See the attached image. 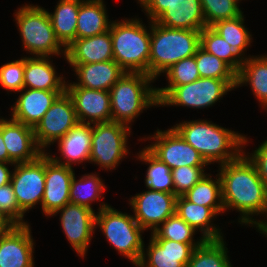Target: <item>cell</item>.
I'll list each match as a JSON object with an SVG mask.
<instances>
[{
	"instance_id": "cell-33",
	"label": "cell",
	"mask_w": 267,
	"mask_h": 267,
	"mask_svg": "<svg viewBox=\"0 0 267 267\" xmlns=\"http://www.w3.org/2000/svg\"><path fill=\"white\" fill-rule=\"evenodd\" d=\"M244 16L245 15L242 13L238 17L221 20L211 26L243 59L251 57V55L247 56L246 53L248 51L247 49L252 46L251 43L254 42L252 41L254 38L252 37V33L248 31L249 28L244 24Z\"/></svg>"
},
{
	"instance_id": "cell-4",
	"label": "cell",
	"mask_w": 267,
	"mask_h": 267,
	"mask_svg": "<svg viewBox=\"0 0 267 267\" xmlns=\"http://www.w3.org/2000/svg\"><path fill=\"white\" fill-rule=\"evenodd\" d=\"M14 11L23 51L29 54V57L60 56L66 61V48L55 35L48 10L37 4L25 3Z\"/></svg>"
},
{
	"instance_id": "cell-6",
	"label": "cell",
	"mask_w": 267,
	"mask_h": 267,
	"mask_svg": "<svg viewBox=\"0 0 267 267\" xmlns=\"http://www.w3.org/2000/svg\"><path fill=\"white\" fill-rule=\"evenodd\" d=\"M200 33L166 28L151 21L149 76L156 81L172 65L195 55L200 46Z\"/></svg>"
},
{
	"instance_id": "cell-19",
	"label": "cell",
	"mask_w": 267,
	"mask_h": 267,
	"mask_svg": "<svg viewBox=\"0 0 267 267\" xmlns=\"http://www.w3.org/2000/svg\"><path fill=\"white\" fill-rule=\"evenodd\" d=\"M92 124L78 122L55 144L58 146V156L52 155L49 150L45 152L48 157L56 164L68 166L73 164L89 163L91 153Z\"/></svg>"
},
{
	"instance_id": "cell-7",
	"label": "cell",
	"mask_w": 267,
	"mask_h": 267,
	"mask_svg": "<svg viewBox=\"0 0 267 267\" xmlns=\"http://www.w3.org/2000/svg\"><path fill=\"white\" fill-rule=\"evenodd\" d=\"M96 211V229L105 236L107 242L119 255L127 258L136 266L144 248V229L134 219L133 214L118 211L106 202L99 203Z\"/></svg>"
},
{
	"instance_id": "cell-36",
	"label": "cell",
	"mask_w": 267,
	"mask_h": 267,
	"mask_svg": "<svg viewBox=\"0 0 267 267\" xmlns=\"http://www.w3.org/2000/svg\"><path fill=\"white\" fill-rule=\"evenodd\" d=\"M200 78H215L225 80L236 89L237 73L223 60L198 47L194 55Z\"/></svg>"
},
{
	"instance_id": "cell-15",
	"label": "cell",
	"mask_w": 267,
	"mask_h": 267,
	"mask_svg": "<svg viewBox=\"0 0 267 267\" xmlns=\"http://www.w3.org/2000/svg\"><path fill=\"white\" fill-rule=\"evenodd\" d=\"M35 244L30 224H15L0 235V267H35Z\"/></svg>"
},
{
	"instance_id": "cell-1",
	"label": "cell",
	"mask_w": 267,
	"mask_h": 267,
	"mask_svg": "<svg viewBox=\"0 0 267 267\" xmlns=\"http://www.w3.org/2000/svg\"><path fill=\"white\" fill-rule=\"evenodd\" d=\"M224 212H239L242 226L259 229L267 222V187L255 165L242 153L237 159L219 165ZM254 216L264 218L256 219Z\"/></svg>"
},
{
	"instance_id": "cell-13",
	"label": "cell",
	"mask_w": 267,
	"mask_h": 267,
	"mask_svg": "<svg viewBox=\"0 0 267 267\" xmlns=\"http://www.w3.org/2000/svg\"><path fill=\"white\" fill-rule=\"evenodd\" d=\"M10 183L24 213H29L37 204L41 206L45 189V153L32 162L15 164Z\"/></svg>"
},
{
	"instance_id": "cell-18",
	"label": "cell",
	"mask_w": 267,
	"mask_h": 267,
	"mask_svg": "<svg viewBox=\"0 0 267 267\" xmlns=\"http://www.w3.org/2000/svg\"><path fill=\"white\" fill-rule=\"evenodd\" d=\"M139 263L135 267H186L195 248L201 244H187L149 236Z\"/></svg>"
},
{
	"instance_id": "cell-34",
	"label": "cell",
	"mask_w": 267,
	"mask_h": 267,
	"mask_svg": "<svg viewBox=\"0 0 267 267\" xmlns=\"http://www.w3.org/2000/svg\"><path fill=\"white\" fill-rule=\"evenodd\" d=\"M224 239L205 240L195 248L186 267H233Z\"/></svg>"
},
{
	"instance_id": "cell-14",
	"label": "cell",
	"mask_w": 267,
	"mask_h": 267,
	"mask_svg": "<svg viewBox=\"0 0 267 267\" xmlns=\"http://www.w3.org/2000/svg\"><path fill=\"white\" fill-rule=\"evenodd\" d=\"M146 189L144 192L131 195L128 204L140 227L153 232L175 214L177 196L174 193Z\"/></svg>"
},
{
	"instance_id": "cell-5",
	"label": "cell",
	"mask_w": 267,
	"mask_h": 267,
	"mask_svg": "<svg viewBox=\"0 0 267 267\" xmlns=\"http://www.w3.org/2000/svg\"><path fill=\"white\" fill-rule=\"evenodd\" d=\"M153 83L147 74L126 72L109 90L112 121L132 126L144 110L158 108Z\"/></svg>"
},
{
	"instance_id": "cell-11",
	"label": "cell",
	"mask_w": 267,
	"mask_h": 267,
	"mask_svg": "<svg viewBox=\"0 0 267 267\" xmlns=\"http://www.w3.org/2000/svg\"><path fill=\"white\" fill-rule=\"evenodd\" d=\"M96 210L67 203L51 217L59 214L60 226L67 241L80 258H85L96 230Z\"/></svg>"
},
{
	"instance_id": "cell-29",
	"label": "cell",
	"mask_w": 267,
	"mask_h": 267,
	"mask_svg": "<svg viewBox=\"0 0 267 267\" xmlns=\"http://www.w3.org/2000/svg\"><path fill=\"white\" fill-rule=\"evenodd\" d=\"M82 0H58L48 15L60 43L67 48L76 39L77 16Z\"/></svg>"
},
{
	"instance_id": "cell-20",
	"label": "cell",
	"mask_w": 267,
	"mask_h": 267,
	"mask_svg": "<svg viewBox=\"0 0 267 267\" xmlns=\"http://www.w3.org/2000/svg\"><path fill=\"white\" fill-rule=\"evenodd\" d=\"M79 122L102 123L112 121L110 92L84 87H66Z\"/></svg>"
},
{
	"instance_id": "cell-28",
	"label": "cell",
	"mask_w": 267,
	"mask_h": 267,
	"mask_svg": "<svg viewBox=\"0 0 267 267\" xmlns=\"http://www.w3.org/2000/svg\"><path fill=\"white\" fill-rule=\"evenodd\" d=\"M104 0H82L76 26V38L100 35L109 30L113 20L109 19Z\"/></svg>"
},
{
	"instance_id": "cell-26",
	"label": "cell",
	"mask_w": 267,
	"mask_h": 267,
	"mask_svg": "<svg viewBox=\"0 0 267 267\" xmlns=\"http://www.w3.org/2000/svg\"><path fill=\"white\" fill-rule=\"evenodd\" d=\"M155 22L171 29L201 31L206 27L200 0H173Z\"/></svg>"
},
{
	"instance_id": "cell-43",
	"label": "cell",
	"mask_w": 267,
	"mask_h": 267,
	"mask_svg": "<svg viewBox=\"0 0 267 267\" xmlns=\"http://www.w3.org/2000/svg\"><path fill=\"white\" fill-rule=\"evenodd\" d=\"M249 139L250 137L244 135L243 153L255 165L259 177L267 187V139L260 143L261 145H258V148L256 147L251 153L247 152L246 154L245 148L249 145Z\"/></svg>"
},
{
	"instance_id": "cell-41",
	"label": "cell",
	"mask_w": 267,
	"mask_h": 267,
	"mask_svg": "<svg viewBox=\"0 0 267 267\" xmlns=\"http://www.w3.org/2000/svg\"><path fill=\"white\" fill-rule=\"evenodd\" d=\"M206 168V166H181L172 169L174 194L183 196L207 174Z\"/></svg>"
},
{
	"instance_id": "cell-48",
	"label": "cell",
	"mask_w": 267,
	"mask_h": 267,
	"mask_svg": "<svg viewBox=\"0 0 267 267\" xmlns=\"http://www.w3.org/2000/svg\"><path fill=\"white\" fill-rule=\"evenodd\" d=\"M256 231L263 234V237L265 236L267 238V222Z\"/></svg>"
},
{
	"instance_id": "cell-12",
	"label": "cell",
	"mask_w": 267,
	"mask_h": 267,
	"mask_svg": "<svg viewBox=\"0 0 267 267\" xmlns=\"http://www.w3.org/2000/svg\"><path fill=\"white\" fill-rule=\"evenodd\" d=\"M78 122L72 99L65 91L57 97L33 128L37 144L44 152H47L49 147L54 145Z\"/></svg>"
},
{
	"instance_id": "cell-8",
	"label": "cell",
	"mask_w": 267,
	"mask_h": 267,
	"mask_svg": "<svg viewBox=\"0 0 267 267\" xmlns=\"http://www.w3.org/2000/svg\"><path fill=\"white\" fill-rule=\"evenodd\" d=\"M234 90L225 80L198 78L192 83L180 86L156 87L159 107H186L208 109L220 103L227 92Z\"/></svg>"
},
{
	"instance_id": "cell-44",
	"label": "cell",
	"mask_w": 267,
	"mask_h": 267,
	"mask_svg": "<svg viewBox=\"0 0 267 267\" xmlns=\"http://www.w3.org/2000/svg\"><path fill=\"white\" fill-rule=\"evenodd\" d=\"M150 21H155L172 3L173 0H136Z\"/></svg>"
},
{
	"instance_id": "cell-46",
	"label": "cell",
	"mask_w": 267,
	"mask_h": 267,
	"mask_svg": "<svg viewBox=\"0 0 267 267\" xmlns=\"http://www.w3.org/2000/svg\"><path fill=\"white\" fill-rule=\"evenodd\" d=\"M15 223L0 209V235L8 232Z\"/></svg>"
},
{
	"instance_id": "cell-9",
	"label": "cell",
	"mask_w": 267,
	"mask_h": 267,
	"mask_svg": "<svg viewBox=\"0 0 267 267\" xmlns=\"http://www.w3.org/2000/svg\"><path fill=\"white\" fill-rule=\"evenodd\" d=\"M131 130V126L115 121L92 124L89 163L99 166V170H116L131 153L128 146V138L133 133Z\"/></svg>"
},
{
	"instance_id": "cell-42",
	"label": "cell",
	"mask_w": 267,
	"mask_h": 267,
	"mask_svg": "<svg viewBox=\"0 0 267 267\" xmlns=\"http://www.w3.org/2000/svg\"><path fill=\"white\" fill-rule=\"evenodd\" d=\"M0 209L15 223L29 224L26 214L19 208L11 183L0 186Z\"/></svg>"
},
{
	"instance_id": "cell-10",
	"label": "cell",
	"mask_w": 267,
	"mask_h": 267,
	"mask_svg": "<svg viewBox=\"0 0 267 267\" xmlns=\"http://www.w3.org/2000/svg\"><path fill=\"white\" fill-rule=\"evenodd\" d=\"M142 140L151 141L146 147L171 170L181 166H208L199 152L173 127L167 130L157 129L153 135L140 137L138 141Z\"/></svg>"
},
{
	"instance_id": "cell-24",
	"label": "cell",
	"mask_w": 267,
	"mask_h": 267,
	"mask_svg": "<svg viewBox=\"0 0 267 267\" xmlns=\"http://www.w3.org/2000/svg\"><path fill=\"white\" fill-rule=\"evenodd\" d=\"M52 57L25 56L24 88L66 91L68 78L58 74Z\"/></svg>"
},
{
	"instance_id": "cell-32",
	"label": "cell",
	"mask_w": 267,
	"mask_h": 267,
	"mask_svg": "<svg viewBox=\"0 0 267 267\" xmlns=\"http://www.w3.org/2000/svg\"><path fill=\"white\" fill-rule=\"evenodd\" d=\"M99 175V172L85 173L79 179L74 175L70 186V203L93 209L92 203L101 202L100 199L105 197L102 194L107 187Z\"/></svg>"
},
{
	"instance_id": "cell-25",
	"label": "cell",
	"mask_w": 267,
	"mask_h": 267,
	"mask_svg": "<svg viewBox=\"0 0 267 267\" xmlns=\"http://www.w3.org/2000/svg\"><path fill=\"white\" fill-rule=\"evenodd\" d=\"M175 213L194 230L200 232L204 240L225 239L222 228L213 223L219 215L212 208L191 203L183 196H177Z\"/></svg>"
},
{
	"instance_id": "cell-22",
	"label": "cell",
	"mask_w": 267,
	"mask_h": 267,
	"mask_svg": "<svg viewBox=\"0 0 267 267\" xmlns=\"http://www.w3.org/2000/svg\"><path fill=\"white\" fill-rule=\"evenodd\" d=\"M69 66L77 78L76 82L67 80L66 87L109 91L126 73L114 60Z\"/></svg>"
},
{
	"instance_id": "cell-47",
	"label": "cell",
	"mask_w": 267,
	"mask_h": 267,
	"mask_svg": "<svg viewBox=\"0 0 267 267\" xmlns=\"http://www.w3.org/2000/svg\"><path fill=\"white\" fill-rule=\"evenodd\" d=\"M0 162L9 163V156L6 149V145L2 138V120L0 122Z\"/></svg>"
},
{
	"instance_id": "cell-3",
	"label": "cell",
	"mask_w": 267,
	"mask_h": 267,
	"mask_svg": "<svg viewBox=\"0 0 267 267\" xmlns=\"http://www.w3.org/2000/svg\"><path fill=\"white\" fill-rule=\"evenodd\" d=\"M147 22L148 26L142 18H121L110 25L113 60L125 72L149 75L151 21Z\"/></svg>"
},
{
	"instance_id": "cell-21",
	"label": "cell",
	"mask_w": 267,
	"mask_h": 267,
	"mask_svg": "<svg viewBox=\"0 0 267 267\" xmlns=\"http://www.w3.org/2000/svg\"><path fill=\"white\" fill-rule=\"evenodd\" d=\"M65 91H47L23 88L9 109L12 119L35 127L60 94ZM13 106V107H12Z\"/></svg>"
},
{
	"instance_id": "cell-17",
	"label": "cell",
	"mask_w": 267,
	"mask_h": 267,
	"mask_svg": "<svg viewBox=\"0 0 267 267\" xmlns=\"http://www.w3.org/2000/svg\"><path fill=\"white\" fill-rule=\"evenodd\" d=\"M2 138L9 163H26L38 159L45 152L36 142L34 129L11 117L2 119Z\"/></svg>"
},
{
	"instance_id": "cell-38",
	"label": "cell",
	"mask_w": 267,
	"mask_h": 267,
	"mask_svg": "<svg viewBox=\"0 0 267 267\" xmlns=\"http://www.w3.org/2000/svg\"><path fill=\"white\" fill-rule=\"evenodd\" d=\"M206 26H212L221 20H228L241 15L242 0H200Z\"/></svg>"
},
{
	"instance_id": "cell-23",
	"label": "cell",
	"mask_w": 267,
	"mask_h": 267,
	"mask_svg": "<svg viewBox=\"0 0 267 267\" xmlns=\"http://www.w3.org/2000/svg\"><path fill=\"white\" fill-rule=\"evenodd\" d=\"M113 60L110 30L87 38H76L66 48V61L69 65L99 63Z\"/></svg>"
},
{
	"instance_id": "cell-31",
	"label": "cell",
	"mask_w": 267,
	"mask_h": 267,
	"mask_svg": "<svg viewBox=\"0 0 267 267\" xmlns=\"http://www.w3.org/2000/svg\"><path fill=\"white\" fill-rule=\"evenodd\" d=\"M183 197L191 203L212 208L218 215L224 212L222 202L221 180L219 174L207 173Z\"/></svg>"
},
{
	"instance_id": "cell-30",
	"label": "cell",
	"mask_w": 267,
	"mask_h": 267,
	"mask_svg": "<svg viewBox=\"0 0 267 267\" xmlns=\"http://www.w3.org/2000/svg\"><path fill=\"white\" fill-rule=\"evenodd\" d=\"M136 160L147 164L145 171V187L159 192L174 193L172 172L170 167L156 157L146 146L135 152Z\"/></svg>"
},
{
	"instance_id": "cell-37",
	"label": "cell",
	"mask_w": 267,
	"mask_h": 267,
	"mask_svg": "<svg viewBox=\"0 0 267 267\" xmlns=\"http://www.w3.org/2000/svg\"><path fill=\"white\" fill-rule=\"evenodd\" d=\"M195 234H197V231L175 213L151 232L150 236L153 239H167L187 244H202L205 240L201 236L196 240L194 238Z\"/></svg>"
},
{
	"instance_id": "cell-40",
	"label": "cell",
	"mask_w": 267,
	"mask_h": 267,
	"mask_svg": "<svg viewBox=\"0 0 267 267\" xmlns=\"http://www.w3.org/2000/svg\"><path fill=\"white\" fill-rule=\"evenodd\" d=\"M25 55L0 66V86L9 92L18 93L24 88Z\"/></svg>"
},
{
	"instance_id": "cell-27",
	"label": "cell",
	"mask_w": 267,
	"mask_h": 267,
	"mask_svg": "<svg viewBox=\"0 0 267 267\" xmlns=\"http://www.w3.org/2000/svg\"><path fill=\"white\" fill-rule=\"evenodd\" d=\"M249 85L263 110L267 108V54L245 58L237 73L236 88Z\"/></svg>"
},
{
	"instance_id": "cell-35",
	"label": "cell",
	"mask_w": 267,
	"mask_h": 267,
	"mask_svg": "<svg viewBox=\"0 0 267 267\" xmlns=\"http://www.w3.org/2000/svg\"><path fill=\"white\" fill-rule=\"evenodd\" d=\"M200 46L207 52L223 60L236 73L239 72L244 59L211 26H206L201 30Z\"/></svg>"
},
{
	"instance_id": "cell-2",
	"label": "cell",
	"mask_w": 267,
	"mask_h": 267,
	"mask_svg": "<svg viewBox=\"0 0 267 267\" xmlns=\"http://www.w3.org/2000/svg\"><path fill=\"white\" fill-rule=\"evenodd\" d=\"M194 147L208 165L218 166L237 159L243 153L244 133L219 126L210 120H184L172 126Z\"/></svg>"
},
{
	"instance_id": "cell-45",
	"label": "cell",
	"mask_w": 267,
	"mask_h": 267,
	"mask_svg": "<svg viewBox=\"0 0 267 267\" xmlns=\"http://www.w3.org/2000/svg\"><path fill=\"white\" fill-rule=\"evenodd\" d=\"M8 166L14 168L13 166H15V164L0 162V186L6 185L11 182L13 169L10 170Z\"/></svg>"
},
{
	"instance_id": "cell-39",
	"label": "cell",
	"mask_w": 267,
	"mask_h": 267,
	"mask_svg": "<svg viewBox=\"0 0 267 267\" xmlns=\"http://www.w3.org/2000/svg\"><path fill=\"white\" fill-rule=\"evenodd\" d=\"M163 76L168 81L166 86H180L192 83L200 78L194 55L172 65L163 73Z\"/></svg>"
},
{
	"instance_id": "cell-16",
	"label": "cell",
	"mask_w": 267,
	"mask_h": 267,
	"mask_svg": "<svg viewBox=\"0 0 267 267\" xmlns=\"http://www.w3.org/2000/svg\"><path fill=\"white\" fill-rule=\"evenodd\" d=\"M74 175L73 168L54 163L45 153V189L41 209L47 218L70 203V186Z\"/></svg>"
}]
</instances>
